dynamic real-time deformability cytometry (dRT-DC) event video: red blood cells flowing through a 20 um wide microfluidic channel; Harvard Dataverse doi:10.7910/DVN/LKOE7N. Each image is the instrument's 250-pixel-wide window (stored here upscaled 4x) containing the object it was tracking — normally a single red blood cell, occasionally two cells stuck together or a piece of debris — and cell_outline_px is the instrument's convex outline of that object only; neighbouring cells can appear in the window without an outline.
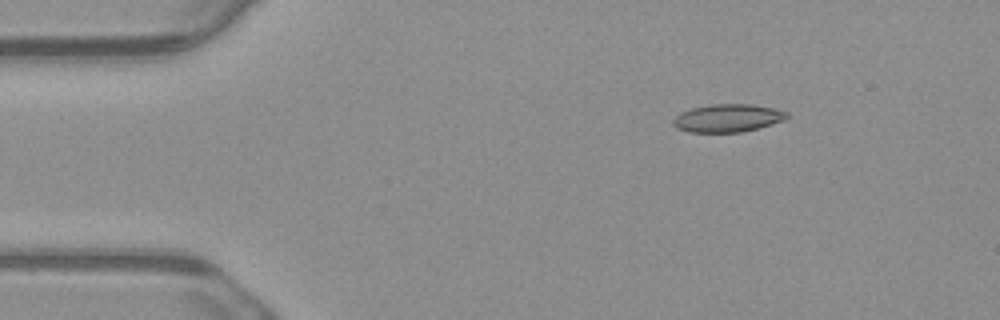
{"species": "common noctule bat (a hibernating species)", "species_latin": "Nyctalus noctula", "temperature_condition": "warm", "stored_images_in_passage": 5, "camera_frame_rate_fps": 3000, "um_per_image_px": 0.085, "animal": {"sex": "male", "body_mass_g": 23.1, "forearm_length_mm": 52.7}, "frame": {"image": 1, "passage_image": 2, "time_ms": 0.333, "image_size_px": [1000, 320], "cell_outline_px": [[788, 116], [784, 120], [760, 128], [740, 132], [688, 132], [676, 128], [672, 124], [672, 120], [680, 112], [692, 108], [712, 104], [752, 104], [776, 108], [788, 112]], "centroid_in_image_um": [61.86, 10.03], "position_along_channel_um": 23.1, "area_um2": 18.67}}
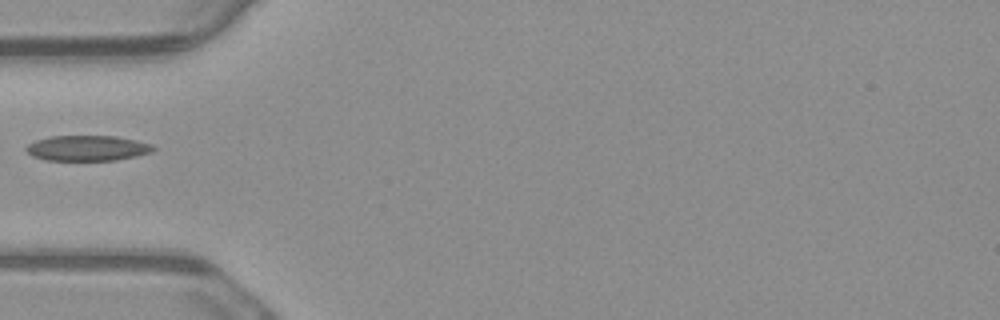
{"frame": {"image": 2, "passage_image": 5, "time_ms": 1.333, "image_size_px": [1000, 320], "cell_outline_px": [[156, 148], [152, 152], [136, 156], [116, 160], [44, 160], [32, 156], [24, 148], [28, 144], [36, 140], [52, 136], [116, 136], [136, 140], [152, 144]], "centroid_in_image_um": [7.44, 12.59], "position_along_channel_um": 77.6, "area_um2": 18.84}}